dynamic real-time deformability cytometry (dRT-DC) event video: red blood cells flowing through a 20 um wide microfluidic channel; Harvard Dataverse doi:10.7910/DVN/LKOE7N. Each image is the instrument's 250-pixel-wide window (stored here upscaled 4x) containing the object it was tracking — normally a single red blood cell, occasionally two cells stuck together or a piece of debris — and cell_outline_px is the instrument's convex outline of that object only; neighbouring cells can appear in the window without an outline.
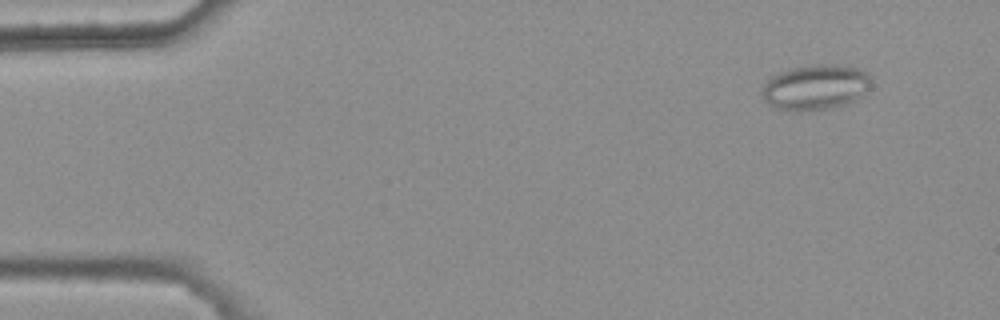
{"species": "common noctule bat (a hibernating species)", "species_latin": "Nyctalus noctula", "temperature_condition": "warm", "stored_images_in_passage": 4, "camera_frame_rate_fps": 3000, "um_per_image_px": 0.085, "animal": {"sex": "female", "body_mass_g": 25.1}, "frame": {"image": 1, "passage_image": 1, "time_ms": 0.0, "image_size_px": [1000, 320], "cell_outline_px": [[872, 76], [860, 96], [856, 100], [844, 104], [828, 108], [776, 108], [768, 104], [764, 100], [764, 84], [768, 76], [788, 68], [812, 64], [840, 64], [860, 68], [868, 72]], "centroid_in_image_um": [69.31, 7.33], "position_along_channel_um": 15.7, "area_um2": 28.21}}